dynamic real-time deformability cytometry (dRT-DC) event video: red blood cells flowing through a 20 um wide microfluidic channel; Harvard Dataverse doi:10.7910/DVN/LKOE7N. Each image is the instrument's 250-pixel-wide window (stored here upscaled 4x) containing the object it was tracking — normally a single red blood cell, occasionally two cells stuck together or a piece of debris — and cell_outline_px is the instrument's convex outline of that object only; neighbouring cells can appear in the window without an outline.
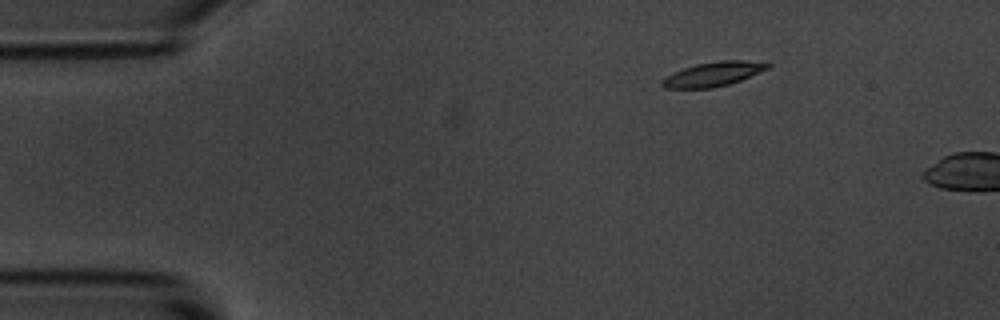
{"species": "common noctule bat (a hibernating species)", "species_latin": "Nyctalus noctula", "temperature_condition": "room temperature", "stored_images_in_passage": 4, "camera_frame_rate_fps": 3000, "um_per_image_px": 0.085, "animal": {"sex": "male", "body_mass_g": 20.1, "forearm_length_mm": 53.5}, "frame": {"image": 1, "passage_image": 3, "time_ms": 2.333, "image_size_px": [1000, 320], "cell_outline_px": [[772, 64], [768, 68], [760, 72], [740, 80], [728, 84], [712, 88], [664, 88], [660, 84], [660, 80], [664, 76], [684, 68], [696, 64], [720, 60], [744, 60]], "centroid_in_image_um": [60.57, 6.3], "position_along_channel_um": 24.4, "area_um2": 14.91}}